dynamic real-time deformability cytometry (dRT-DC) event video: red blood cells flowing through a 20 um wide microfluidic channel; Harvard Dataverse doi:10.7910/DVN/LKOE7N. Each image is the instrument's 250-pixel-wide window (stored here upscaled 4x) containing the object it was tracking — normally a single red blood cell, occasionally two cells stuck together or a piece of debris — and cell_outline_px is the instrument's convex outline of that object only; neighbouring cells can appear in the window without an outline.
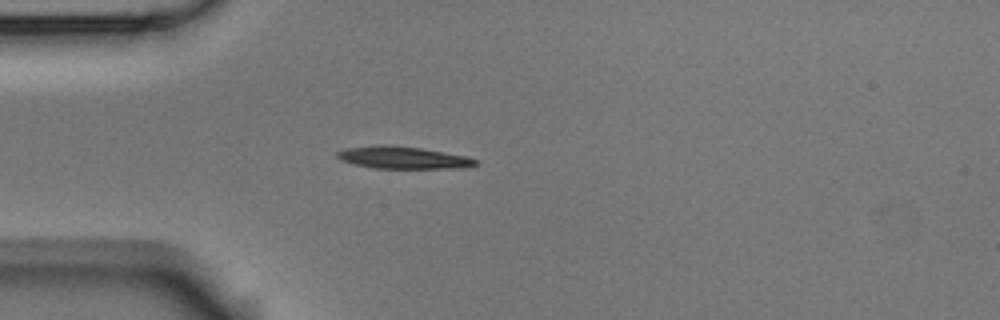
{"species": "Egyptian fruit bat (a non-hibernating species)", "species_latin": "Rousettus aegyptiacus", "temperature_condition": "room temperature", "stored_images_in_passage": 5, "camera_frame_rate_fps": 3000, "um_per_image_px": 0.085, "animal": {"sex": "male"}, "frame": {"image": 1, "passage_image": 3, "time_ms": 3.333, "image_size_px": [1000, 320], "cell_outline_px": [[480, 164], [468, 168], [376, 168], [356, 164], [340, 160], [336, 156], [336, 152], [348, 148], [376, 144], [388, 144], [420, 148], [464, 156], [480, 160]], "centroid_in_image_um": [34.29, 13.39], "position_along_channel_um": 50.7, "area_um2": 17.98}}
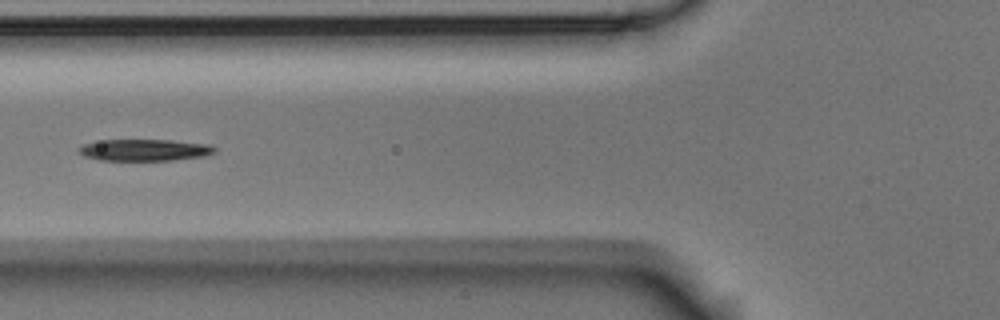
{"frame": {"image": 2, "passage_image": 5, "time_ms": 5.333, "image_size_px": [1000, 320], "cell_outline_px": [[216, 152], [204, 156], [172, 160], [100, 160], [84, 156], [76, 148], [84, 144], [104, 140], [172, 140], [208, 144], [216, 148]], "centroid_in_image_um": [12.3, 12.75], "position_along_channel_um": 113.5, "area_um2": 17.05}}